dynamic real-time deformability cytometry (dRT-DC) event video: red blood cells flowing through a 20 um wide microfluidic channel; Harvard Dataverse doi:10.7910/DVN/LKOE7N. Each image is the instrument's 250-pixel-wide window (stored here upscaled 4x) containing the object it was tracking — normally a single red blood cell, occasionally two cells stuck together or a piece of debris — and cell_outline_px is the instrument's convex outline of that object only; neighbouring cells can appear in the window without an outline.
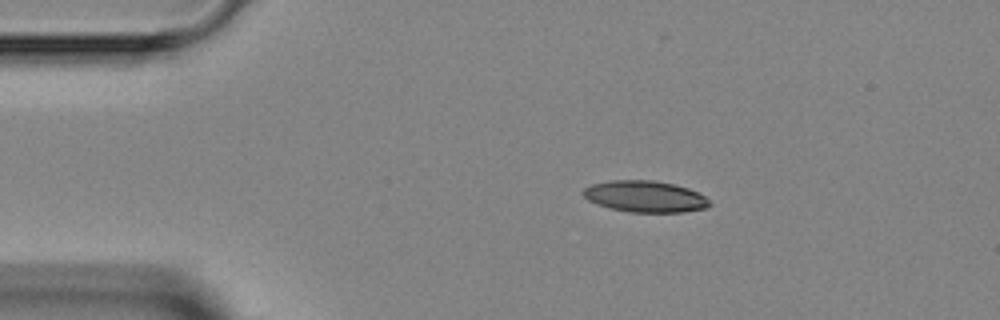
{"species": "Egyptian fruit bat (a non-hibernating species)", "species_latin": "Rousettus aegyptiacus", "temperature_condition": "room temperature", "stored_images_in_passage": 3, "camera_frame_rate_fps": 3000, "um_per_image_px": 0.085, "animal": {"sex": "female"}, "frame": {"image": 1, "passage_image": 2, "time_ms": 1.0, "image_size_px": [1000, 320], "cell_outline_px": [[712, 204], [708, 208], [684, 212], [628, 212], [596, 204], [588, 200], [580, 192], [584, 188], [592, 184], [608, 180], [652, 180], [672, 184], [688, 188], [704, 196]], "centroid_in_image_um": [54.81, 16.7], "position_along_channel_um": 30.2, "area_um2": 23.18}}